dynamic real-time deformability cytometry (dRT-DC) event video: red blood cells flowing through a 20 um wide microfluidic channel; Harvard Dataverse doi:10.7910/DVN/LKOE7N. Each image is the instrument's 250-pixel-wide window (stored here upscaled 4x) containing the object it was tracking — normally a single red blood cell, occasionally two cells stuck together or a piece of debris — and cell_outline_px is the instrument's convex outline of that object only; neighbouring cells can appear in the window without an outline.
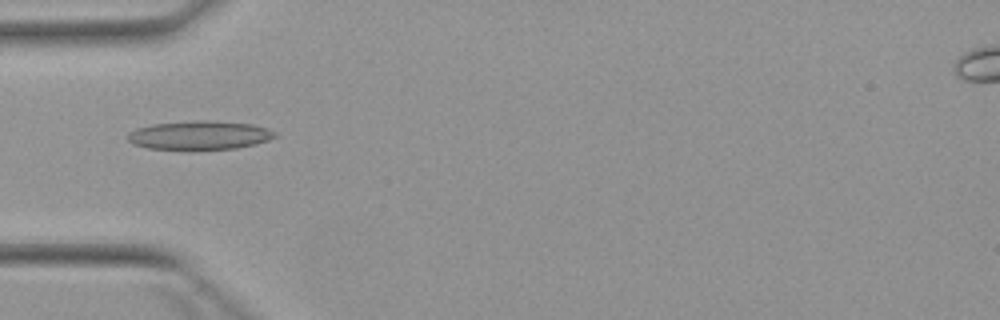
{"species": "Egyptian fruit bat (a non-hibernating species)", "species_latin": "Rousettus aegyptiacus", "temperature_condition": "warm", "stored_images_in_passage": 2, "camera_frame_rate_fps": 3000, "um_per_image_px": 0.085, "animal": {"sex": "female"}, "frame": {"image": 1, "passage_image": 2, "time_ms": 1.0, "image_size_px": [1000, 320], "cell_outline_px": [[276, 136], [268, 140], [256, 144], [236, 148], [188, 152], [148, 148], [132, 144], [128, 140], [128, 132], [136, 128], [152, 124], [196, 120], [208, 120], [252, 124], [268, 128], [276, 132]], "centroid_in_image_um": [16.93, 11.53], "position_along_channel_um": 68.1, "area_um2": 25.61}}